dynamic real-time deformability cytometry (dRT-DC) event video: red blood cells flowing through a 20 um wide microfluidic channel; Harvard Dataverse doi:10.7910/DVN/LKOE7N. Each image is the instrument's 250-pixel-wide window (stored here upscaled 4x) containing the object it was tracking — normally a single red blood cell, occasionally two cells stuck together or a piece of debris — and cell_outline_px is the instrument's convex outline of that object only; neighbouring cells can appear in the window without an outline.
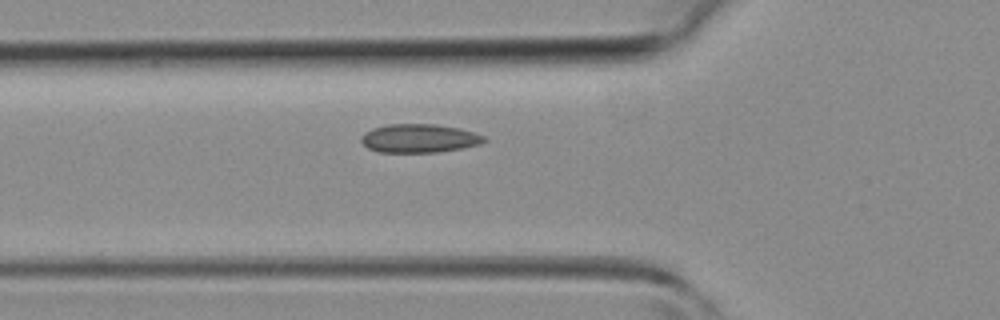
{"species": "common noctule bat (a hibernating species)", "species_latin": "Nyctalus noctula", "temperature_condition": "room temperature", "stored_images_in_passage": 27, "camera_frame_rate_fps": 3000, "um_per_image_px": 0.085, "animal": {"sex": "female", "body_mass_g": 19.3, "forearm_length_mm": 54.1}, "frame": {"image": 1, "passage_image": 4, "time_ms": 1.0, "image_size_px": [1000, 320], "cell_outline_px": [[488, 140], [480, 144], [464, 148], [436, 152], [380, 152], [368, 148], [360, 140], [360, 136], [364, 132], [372, 128], [388, 124], [436, 124], [460, 128], [484, 136]], "centroid_in_image_um": [35.63, 11.75], "position_along_channel_um": 90.2, "area_um2": 20.58}}
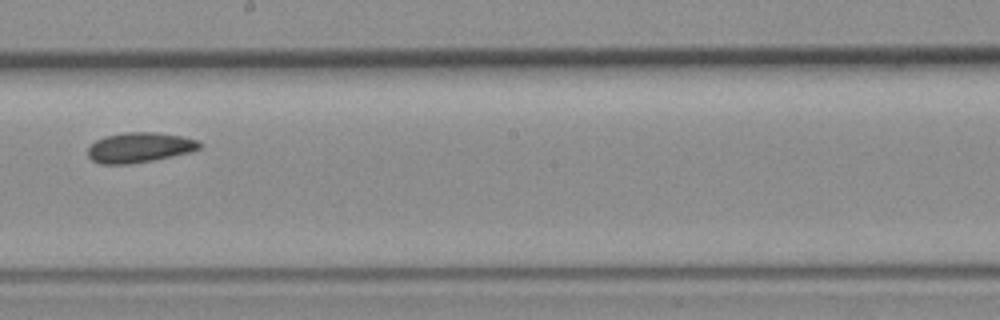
{"frame": {"image": 2, "passage_image": 13, "time_ms": 4.0, "image_size_px": [1000, 320], "cell_outline_px": [[204, 144], [200, 148], [188, 152], [172, 156], [132, 164], [100, 164], [92, 160], [88, 156], [88, 148], [96, 140], [108, 136], [124, 132], [156, 132], [180, 136], [196, 140]], "centroid_in_image_um": [11.85, 12.54], "position_along_channel_um": 236.4, "area_um2": 19.42}}
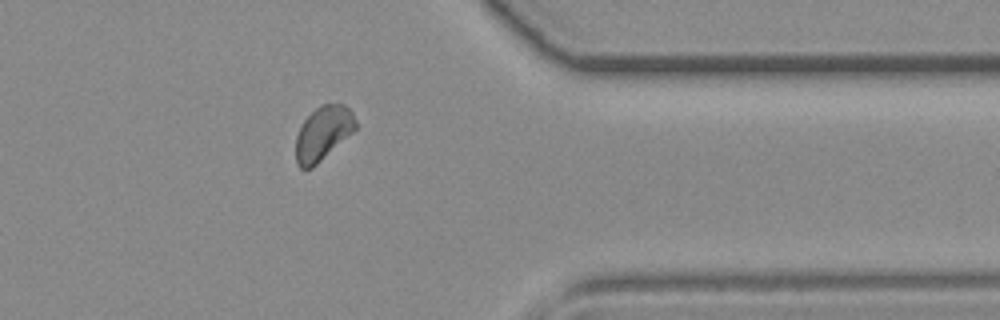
{"frame": {"image": 3, "passage_image": 23, "time_ms": 7.333, "image_size_px": [1000, 320], "cell_outline_px": [[356, 128], [352, 132], [312, 168], [300, 168], [296, 164], [296, 136], [304, 120], [320, 104], [344, 104], [352, 112], [356, 120]], "centroid_in_image_um": [27.44, 11.32], "position_along_channel_um": 384.0, "area_um2": 18.5}}